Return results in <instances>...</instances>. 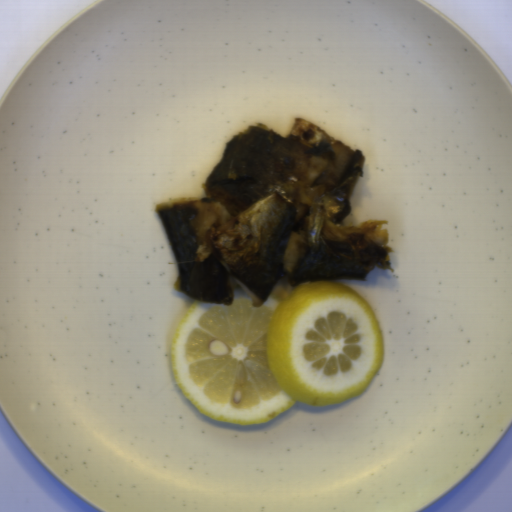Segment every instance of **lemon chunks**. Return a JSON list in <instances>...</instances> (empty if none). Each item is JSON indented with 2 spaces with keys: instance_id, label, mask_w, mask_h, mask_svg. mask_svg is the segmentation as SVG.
Instances as JSON below:
<instances>
[{
  "instance_id": "obj_1",
  "label": "lemon chunks",
  "mask_w": 512,
  "mask_h": 512,
  "mask_svg": "<svg viewBox=\"0 0 512 512\" xmlns=\"http://www.w3.org/2000/svg\"><path fill=\"white\" fill-rule=\"evenodd\" d=\"M384 360L366 299L334 280L296 285L275 309L232 297L193 300L171 342L173 378L201 415L267 423L297 401L343 403L366 391Z\"/></svg>"
}]
</instances>
